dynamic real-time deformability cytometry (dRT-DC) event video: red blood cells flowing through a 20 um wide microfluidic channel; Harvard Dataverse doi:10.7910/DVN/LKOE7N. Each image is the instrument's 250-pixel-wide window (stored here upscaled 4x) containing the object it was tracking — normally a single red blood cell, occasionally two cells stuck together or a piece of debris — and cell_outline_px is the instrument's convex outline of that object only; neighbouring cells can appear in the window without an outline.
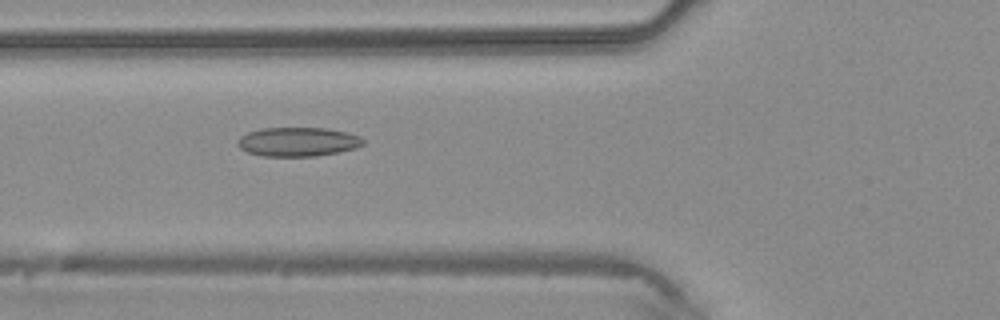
{"species": "common noctule bat (a hibernating species)", "species_latin": "Nyctalus noctula", "temperature_condition": "warm", "stored_images_in_passage": 31, "camera_frame_rate_fps": 3000, "um_per_image_px": 0.085, "animal": {"sex": "male", "body_mass_g": 20.4}, "frame": {"image": 1, "passage_image": 4, "time_ms": 1.0, "image_size_px": [1000, 320], "cell_outline_px": [[364, 144], [356, 148], [316, 156], [260, 156], [248, 152], [240, 148], [240, 136], [248, 132], [260, 128], [328, 128], [348, 132], [360, 136], [364, 140]], "centroid_in_image_um": [25.35, 12.04], "position_along_channel_um": 100.4, "area_um2": 21.21}}
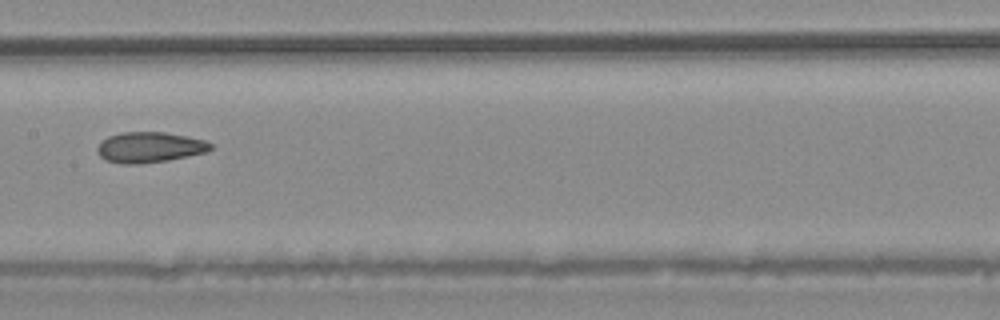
{"frame": {"image": 2, "passage_image": 10, "time_ms": 3.0, "image_size_px": [1000, 320], "cell_outline_px": [[212, 148], [204, 152], [168, 160], [136, 164], [124, 164], [104, 160], [96, 152], [96, 148], [108, 136], [120, 132], [164, 132], [188, 136], [204, 140], [212, 144]], "centroid_in_image_um": [12.68, 12.51], "position_along_channel_um": 194.7, "area_um2": 20.06}}
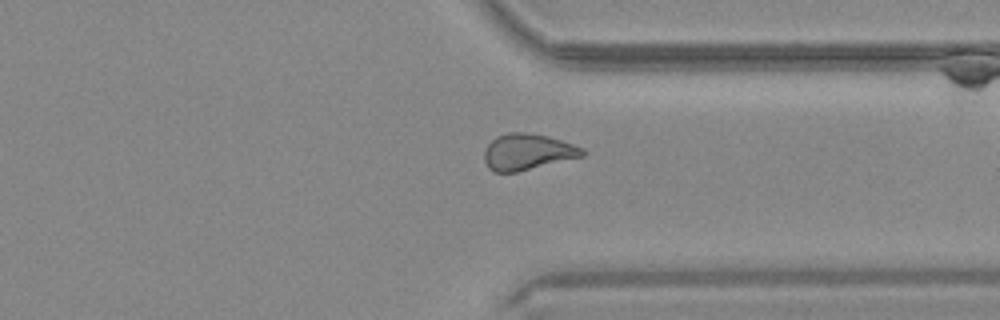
{"frame": {"image": 3, "passage_image": 21, "time_ms": 6.667, "image_size_px": [1000, 320], "cell_outline_px": [[584, 156], [516, 172], [492, 172], [488, 168], [484, 160], [484, 152], [488, 144], [496, 136], [508, 132], [524, 132], [548, 136], [584, 148]], "centroid_in_image_um": [44.81, 12.91], "position_along_channel_um": 366.6, "area_um2": 20.63}}